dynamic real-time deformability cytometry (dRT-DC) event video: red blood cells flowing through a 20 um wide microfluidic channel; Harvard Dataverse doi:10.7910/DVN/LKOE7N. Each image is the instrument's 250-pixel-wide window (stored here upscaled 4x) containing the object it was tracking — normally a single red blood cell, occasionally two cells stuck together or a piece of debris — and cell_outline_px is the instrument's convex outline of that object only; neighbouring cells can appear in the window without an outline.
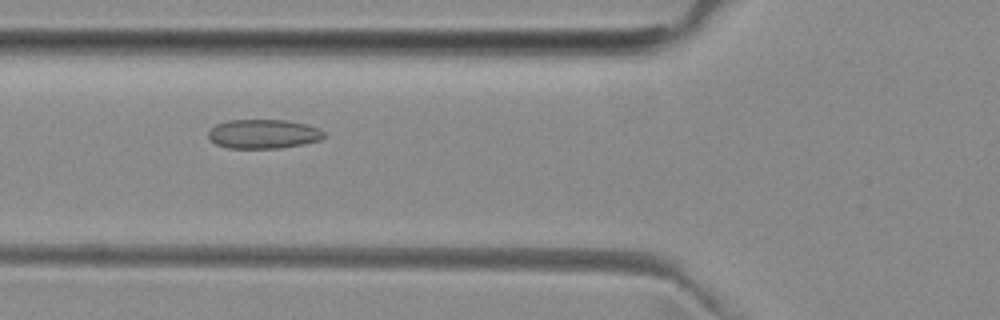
{"species": "common noctule bat (a hibernating species)", "species_latin": "Nyctalus noctula", "temperature_condition": "room temperature", "stored_images_in_passage": 9, "camera_frame_rate_fps": 3000, "um_per_image_px": 0.085, "animal": {"sex": "female", "body_mass_g": 29.2, "forearm_length_mm": 56.3}, "frame": {"image": 1, "passage_image": 6, "time_ms": 6.0, "image_size_px": [1000, 320], "cell_outline_px": [[324, 136], [320, 140], [304, 144], [280, 148], [228, 148], [216, 144], [208, 136], [208, 132], [216, 124], [228, 120], [288, 120], [308, 124], [320, 128], [324, 132]], "centroid_in_image_um": [22.42, 11.38], "position_along_channel_um": 103.4, "area_um2": 19.77}}
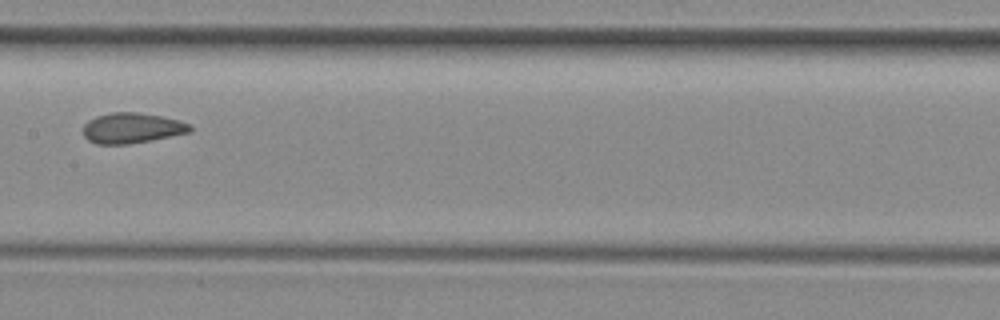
{"frame": {"image": 2, "passage_image": 8, "time_ms": 8.333, "image_size_px": [1000, 320], "cell_outline_px": [[192, 132], [128, 144], [96, 144], [88, 140], [84, 136], [84, 124], [88, 120], [96, 116], [112, 112], [136, 112], [160, 116], [180, 120], [192, 124]], "centroid_in_image_um": [11.23, 10.88], "position_along_channel_um": 196.2, "area_um2": 18.96}}
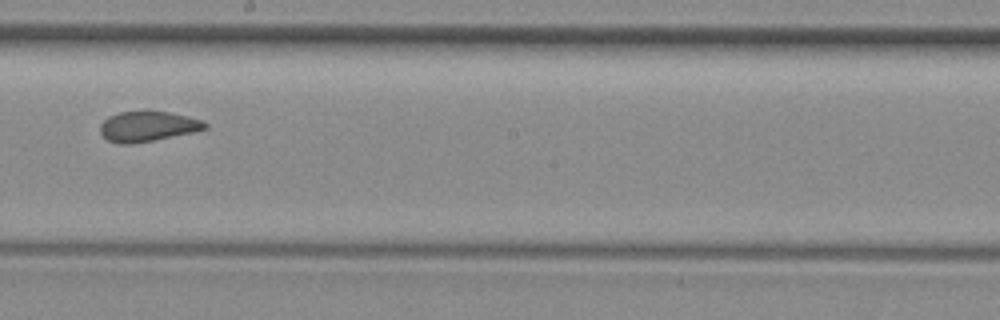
{"frame": {"image": 3, "passage_image": 9, "time_ms": 9.333, "image_size_px": [1000, 320], "cell_outline_px": [[208, 128], [192, 132], [156, 140], [132, 144], [120, 144], [108, 140], [100, 132], [100, 124], [108, 116], [120, 112], [168, 112], [200, 120], [208, 124]], "centroid_in_image_um": [12.52, 10.76], "position_along_channel_um": 235.7, "area_um2": 18.15}}